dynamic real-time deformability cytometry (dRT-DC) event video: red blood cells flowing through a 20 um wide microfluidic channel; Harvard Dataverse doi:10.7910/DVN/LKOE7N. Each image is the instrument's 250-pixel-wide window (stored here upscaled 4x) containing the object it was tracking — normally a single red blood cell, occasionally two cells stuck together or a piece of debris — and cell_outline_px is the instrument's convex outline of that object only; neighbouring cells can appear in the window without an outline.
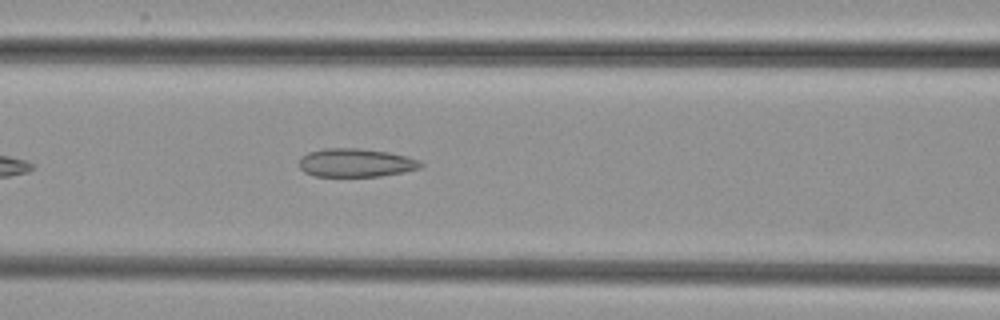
{"species": "common noctule bat (a hibernating species)", "species_latin": "Nyctalus noctula", "temperature_condition": "cold", "stored_images_in_passage": 36, "camera_frame_rate_fps": 3000, "um_per_image_px": 0.085, "animal": {"sex": "female", "body_mass_g": 29.2, "forearm_length_mm": 56.3}, "frame": {"image": 1, "passage_image": 8, "time_ms": 2.333, "image_size_px": [1000, 320], "cell_outline_px": [[424, 164], [420, 168], [404, 172], [380, 176], [316, 176], [304, 172], [300, 168], [300, 156], [308, 152], [324, 148], [360, 148], [388, 152], [408, 156], [420, 160]], "centroid_in_image_um": [30.26, 13.83], "position_along_channel_um": 136.3, "area_um2": 20.29}}
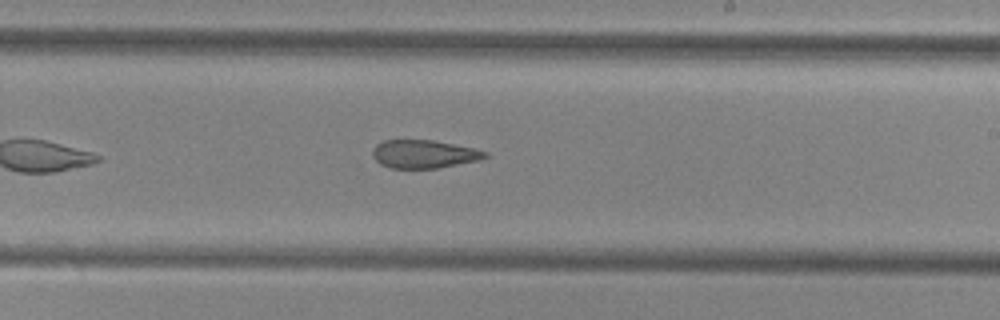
{"frame": {"image": 2, "passage_image": 17, "time_ms": 5.333, "image_size_px": [1000, 320], "cell_outline_px": [[488, 156], [480, 160], [436, 168], [388, 168], [380, 164], [372, 156], [372, 148], [376, 144], [384, 140], [432, 140], [472, 148], [488, 152]], "centroid_in_image_um": [35.99, 13.1], "position_along_channel_um": 253.0, "area_um2": 18.44}}
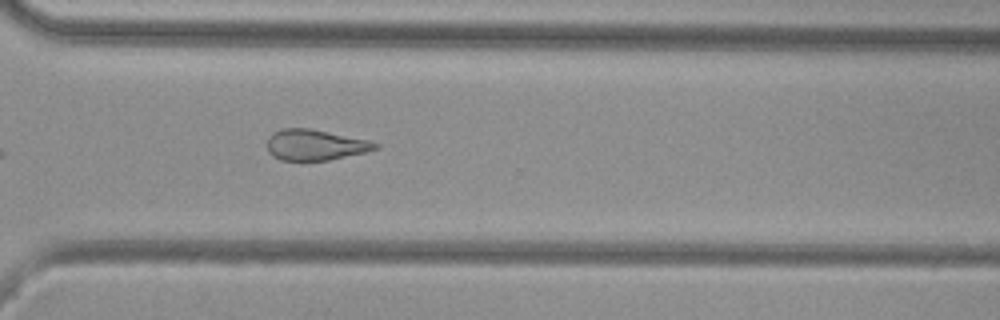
{"frame": {"image": 3, "passage_image": 24, "time_ms": 7.667, "image_size_px": [1000, 320], "cell_outline_px": [[380, 148], [364, 152], [328, 160], [280, 160], [272, 156], [268, 152], [268, 136], [272, 132], [284, 128], [308, 128], [368, 140], [380, 144]], "centroid_in_image_um": [26.76, 12.31], "position_along_channel_um": 343.8, "area_um2": 19.25}}